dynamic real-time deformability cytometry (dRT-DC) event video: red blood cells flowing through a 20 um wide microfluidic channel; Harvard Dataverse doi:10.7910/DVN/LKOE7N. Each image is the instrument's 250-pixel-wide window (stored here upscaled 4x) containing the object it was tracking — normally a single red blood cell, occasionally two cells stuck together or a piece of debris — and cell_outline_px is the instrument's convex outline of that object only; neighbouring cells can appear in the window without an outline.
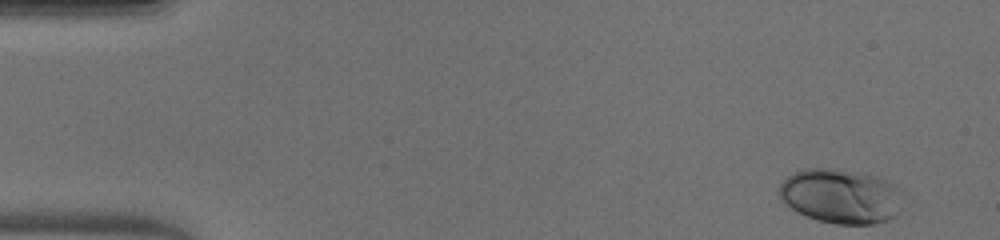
{"species": "human", "species_latin": "Homo sapiens", "temperature_condition": "warm", "stored_images_in_passage": 48, "camera_frame_rate_fps": 3000, "um_per_image_px": 0.085, "donor": {"sex": "male"}, "frame": {"image": 1, "passage_image": 1, "time_ms": 0.0, "image_size_px": [1000, 240], "cell_outline_px": [[900, 208], [888, 220], [872, 224], [836, 224], [816, 220], [804, 216], [796, 212], [784, 204], [780, 200], [780, 184], [788, 176], [804, 168], [828, 168], [868, 172], [888, 180], [896, 184], [900, 188]], "centroid_in_image_um": [71.46, 16.66], "position_along_channel_um": 13.5, "area_um2": 39.82}}
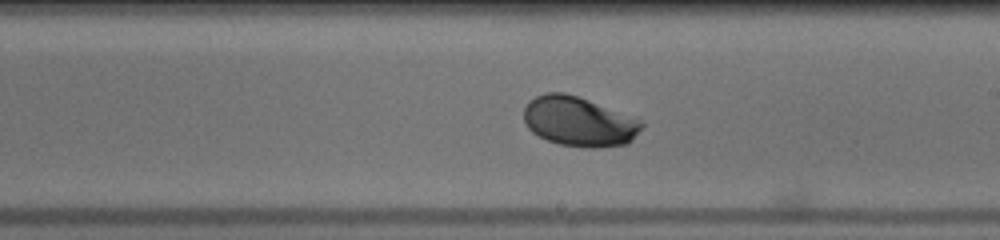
{"frame": {"image": 2, "passage_image": 27, "time_ms": 8.667, "image_size_px": [1000, 240], "cell_outline_px": [[644, 124], [632, 140], [628, 144], [600, 148], [584, 148], [560, 144], [548, 140], [532, 132], [528, 128], [524, 120], [524, 108], [528, 100], [544, 92], [564, 92], [588, 100], [640, 120]], "centroid_in_image_um": [49.18, 10.34], "position_along_channel_um": 239.8, "area_um2": 33.99}}
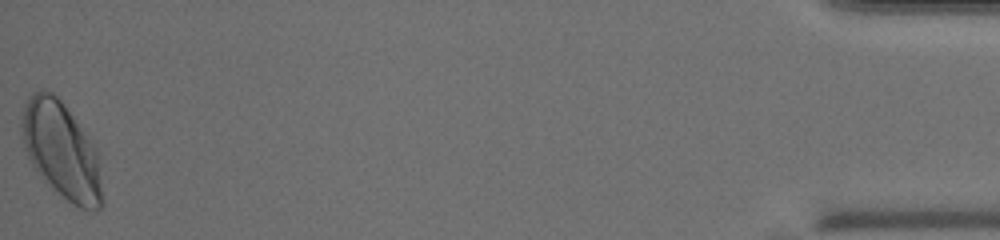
{"frame": {"image": 3, "passage_image": 48, "time_ms": 15.667, "image_size_px": [1000, 240], "cell_outline_px": [[104, 204], [100, 208], [92, 212], [80, 208], [72, 204], [44, 180], [32, 164], [24, 148], [20, 136], [20, 124], [24, 108], [28, 96], [32, 92], [44, 88], [52, 92], [60, 100], [96, 148], [104, 200]], "centroid_in_image_um": [5.21, 12.8], "position_along_channel_um": 430.0, "area_um2": 45.2}, "authors_computed_cell_mechanics": {"area_um2": 33.9864, "velocity_mm_per_s": 4.0968, "shape_relaxation_time_tau1_ms": 3.7519, "shape_relaxation_time_tau2_ms": null, "deformation_change_tau1": 0.1657, "deformation_change_tau2": null}}